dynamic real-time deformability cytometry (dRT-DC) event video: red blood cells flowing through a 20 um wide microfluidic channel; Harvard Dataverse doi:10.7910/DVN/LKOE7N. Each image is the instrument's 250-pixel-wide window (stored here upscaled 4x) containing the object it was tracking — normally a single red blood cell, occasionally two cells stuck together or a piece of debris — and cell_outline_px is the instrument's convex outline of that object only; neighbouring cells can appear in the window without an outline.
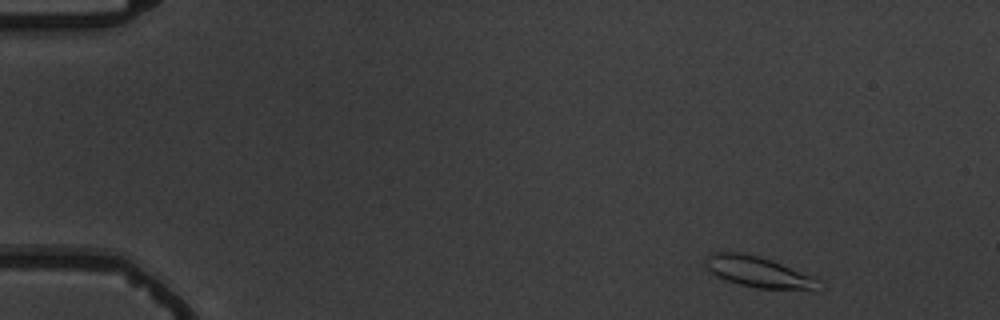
{"species": "common noctule bat (a hibernating species)", "species_latin": "Nyctalus noctula", "temperature_condition": "warm", "stored_images_in_passage": 9, "camera_frame_rate_fps": 3000, "um_per_image_px": 0.085, "animal": {"sex": "male", "body_mass_g": 19.5, "forearm_length_mm": 54.6}, "frame": {"image": 1, "passage_image": 1, "time_ms": 0.0, "image_size_px": [1000, 320], "cell_outline_px": [[820, 280], [812, 288], [756, 288], [740, 284], [728, 280], [712, 272], [704, 264], [704, 260], [712, 252], [744, 252], [760, 256], [772, 260], [812, 276]], "centroid_in_image_um": [64.36, 23.06], "position_along_channel_um": 20.6, "area_um2": 19.54}}
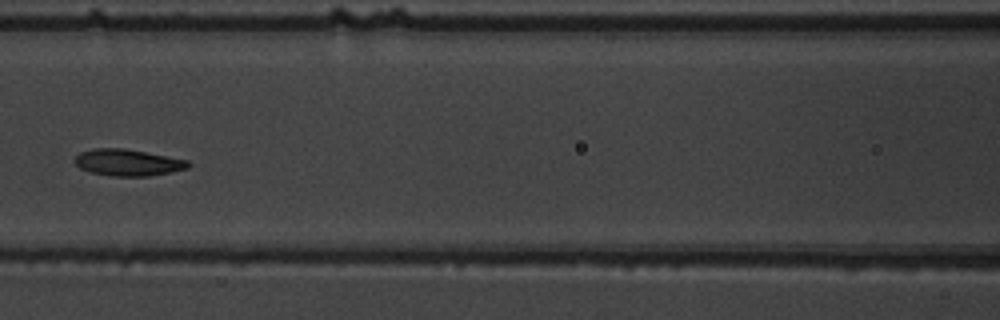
{"frame": {"image": 2, "passage_image": 6, "time_ms": 6.667, "image_size_px": [1000, 320], "cell_outline_px": [[192, 164], [188, 168], [148, 176], [108, 176], [88, 172], [80, 168], [72, 160], [80, 152], [92, 148], [124, 148], [188, 160]], "centroid_in_image_um": [10.81, 13.81], "position_along_channel_um": 155.8, "area_um2": 17.69}}
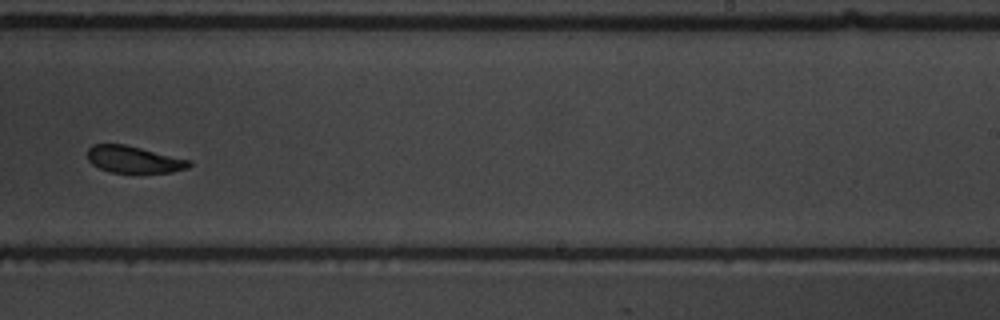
{"frame": {"image": 3, "passage_image": 9, "time_ms": 10.0, "image_size_px": [1000, 320], "cell_outline_px": [[192, 164], [188, 168], [172, 172], [112, 172], [100, 168], [92, 164], [88, 160], [88, 148], [92, 144], [124, 144], [192, 160]], "centroid_in_image_um": [11.39, 13.54], "position_along_channel_um": 277.6, "area_um2": 15.84}}